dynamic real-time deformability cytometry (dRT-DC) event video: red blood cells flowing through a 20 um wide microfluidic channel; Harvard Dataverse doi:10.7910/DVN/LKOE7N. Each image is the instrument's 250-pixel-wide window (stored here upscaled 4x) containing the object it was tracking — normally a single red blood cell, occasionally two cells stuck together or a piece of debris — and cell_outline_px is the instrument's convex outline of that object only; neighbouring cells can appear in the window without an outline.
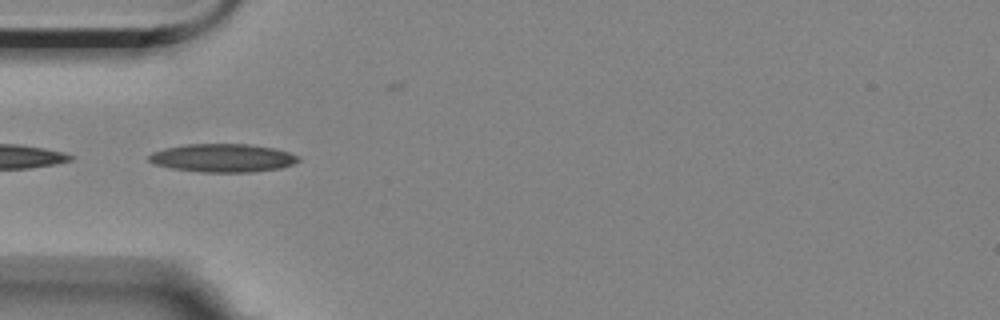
{"species": "Egyptian fruit bat (a non-hibernating species)", "species_latin": "Rousettus aegyptiacus", "temperature_condition": "room temperature", "stored_images_in_passage": 6, "camera_frame_rate_fps": 3000, "um_per_image_px": 0.085, "animal": {"sex": "female"}, "frame": {"image": 1, "passage_image": 3, "time_ms": 2.333, "image_size_px": [1000, 320], "cell_outline_px": [[300, 160], [292, 164], [280, 168], [252, 172], [200, 172], [172, 168], [156, 164], [148, 160], [148, 156], [152, 152], [164, 148], [188, 144], [248, 144], [272, 148], [288, 152], [300, 156]], "centroid_in_image_um": [18.93, 13.42], "position_along_channel_um": 66.1, "area_um2": 24.51}}
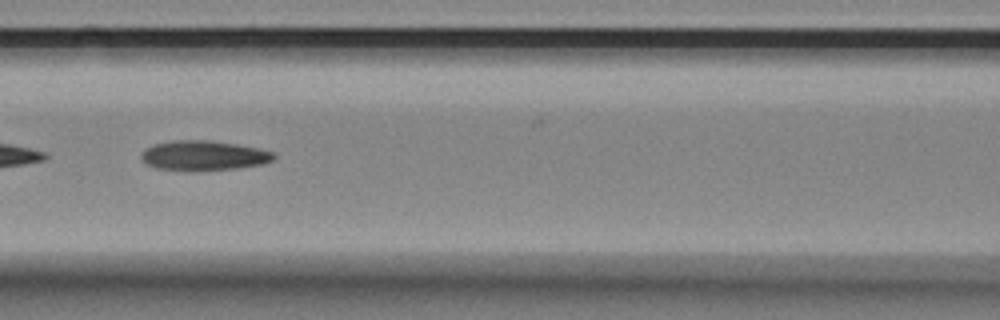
{"frame": {"image": 2, "passage_image": 5, "time_ms": 4.667, "image_size_px": [1000, 320], "cell_outline_px": [[276, 156], [272, 160], [264, 164], [236, 168], [196, 172], [188, 172], [156, 168], [140, 160], [140, 156], [144, 148], [156, 144], [172, 140], [208, 140], [236, 144], [256, 148], [272, 152]], "centroid_in_image_um": [17.26, 13.24], "position_along_channel_um": 149.3, "area_um2": 23.35}}
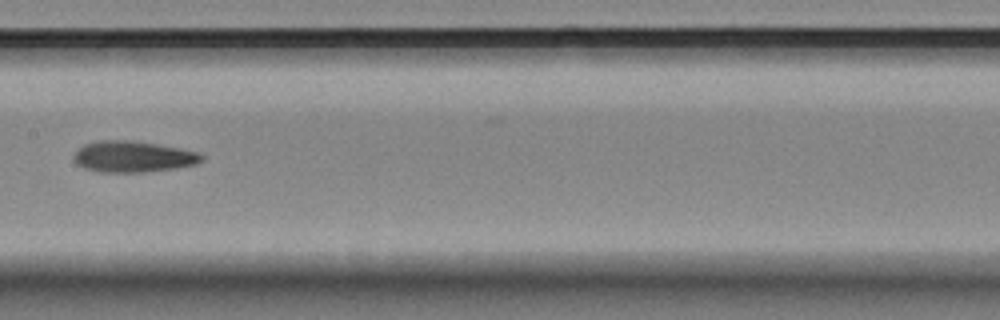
{"frame": {"image": 3, "passage_image": 6, "time_ms": 6.0, "image_size_px": [1000, 320], "cell_outline_px": [[204, 160], [196, 164], [176, 168], [144, 172], [100, 172], [84, 168], [76, 164], [76, 152], [84, 144], [100, 140], [132, 140], [180, 148], [200, 152], [204, 156]], "centroid_in_image_um": [11.36, 13.31], "position_along_channel_um": 196.0, "area_um2": 23.18}}